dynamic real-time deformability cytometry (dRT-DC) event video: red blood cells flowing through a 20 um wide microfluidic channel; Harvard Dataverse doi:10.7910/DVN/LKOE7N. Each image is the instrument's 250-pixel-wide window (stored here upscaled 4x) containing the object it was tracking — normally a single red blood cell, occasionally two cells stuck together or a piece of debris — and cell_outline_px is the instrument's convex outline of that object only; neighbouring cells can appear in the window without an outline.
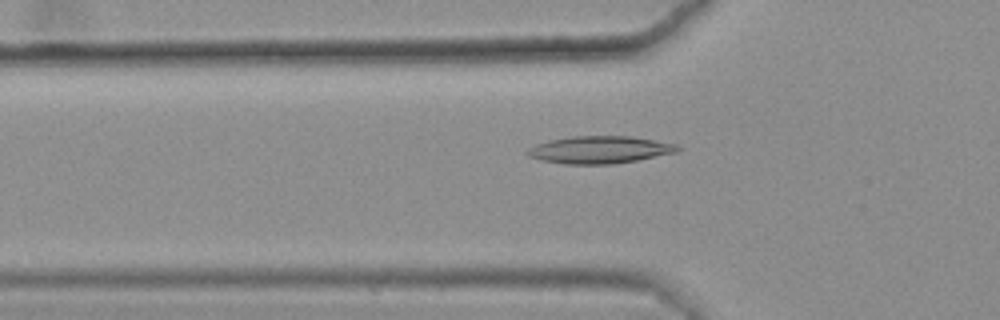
{"species": "common noctule bat (a hibernating species)", "species_latin": "Nyctalus noctula", "temperature_condition": "warm", "stored_images_in_passage": 35, "camera_frame_rate_fps": 3000, "um_per_image_px": 0.085, "animal": {"sex": "female", "body_mass_g": 25.1}, "frame": {"image": 1, "passage_image": 3, "time_ms": 0.667, "image_size_px": [1000, 320], "cell_outline_px": [[680, 148], [676, 152], [636, 160], [612, 164], [564, 164], [540, 160], [528, 156], [524, 152], [528, 148], [536, 144], [548, 140], [572, 136], [632, 136], [676, 144]], "centroid_in_image_um": [50.91, 12.72], "position_along_channel_um": 74.9, "area_um2": 23.93}}
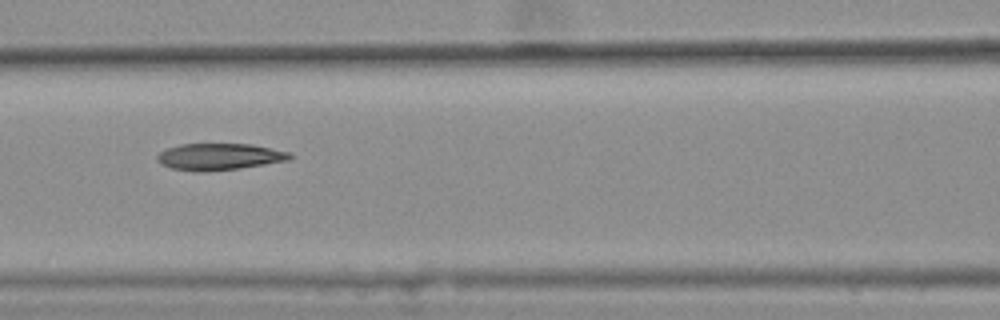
{"frame": {"image": 2, "passage_image": 9, "time_ms": 2.667, "image_size_px": [1000, 320], "cell_outline_px": [[292, 156], [288, 160], [240, 168], [204, 172], [192, 172], [172, 168], [160, 164], [156, 160], [156, 156], [160, 152], [168, 148], [180, 144], [252, 144], [288, 152]], "centroid_in_image_um": [18.58, 13.33], "position_along_channel_um": 148.0, "area_um2": 20.58}}
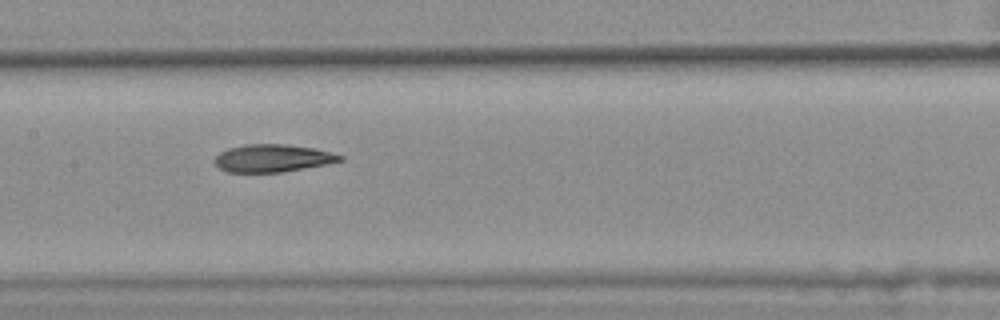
{"frame": {"image": 3, "passage_image": 12, "time_ms": 3.667, "image_size_px": [1000, 320], "cell_outline_px": [[344, 160], [328, 164], [284, 172], [228, 172], [220, 168], [212, 160], [220, 152], [228, 148], [244, 144], [284, 144], [312, 148], [344, 156]], "centroid_in_image_um": [23.16, 13.45], "position_along_channel_um": 184.2, "area_um2": 20.17}, "authors_computed_cell_mechanics": {"area_um2": 20.8658, "velocity_mm_per_s": 3.6353, "shape_relaxation_time_tau1_ms": null, "shape_relaxation_time_tau2_ms": 2.9385, "deformation_change_tau1": null, "deformation_change_tau2": 0.1074}}